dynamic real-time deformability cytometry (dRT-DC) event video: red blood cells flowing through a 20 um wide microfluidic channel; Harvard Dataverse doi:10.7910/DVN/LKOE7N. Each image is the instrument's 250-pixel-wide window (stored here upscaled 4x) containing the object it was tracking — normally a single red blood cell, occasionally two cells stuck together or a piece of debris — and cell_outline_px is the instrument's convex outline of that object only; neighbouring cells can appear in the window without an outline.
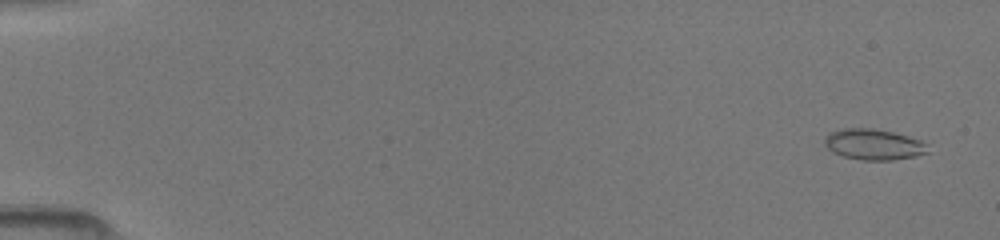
{"species": "common noctule bat (a hibernating species)", "species_latin": "Nyctalus noctula", "temperature_condition": "room temperature", "stored_images_in_passage": 50, "camera_frame_rate_fps": 3000, "um_per_image_px": 0.085, "animal": {"sex": "female", "body_mass_g": 19.5, "forearm_length_mm": 54.1}, "frame": {"image": 1, "passage_image": 3, "time_ms": 0.667, "image_size_px": [1000, 240], "cell_outline_px": [[928, 152], [916, 156], [892, 160], [864, 160], [844, 156], [832, 152], [824, 144], [824, 136], [832, 132], [844, 128], [872, 128], [892, 132], [908, 136], [920, 140], [924, 144]], "centroid_in_image_um": [74.22, 12.27], "position_along_channel_um": 10.8, "area_um2": 18.32}}
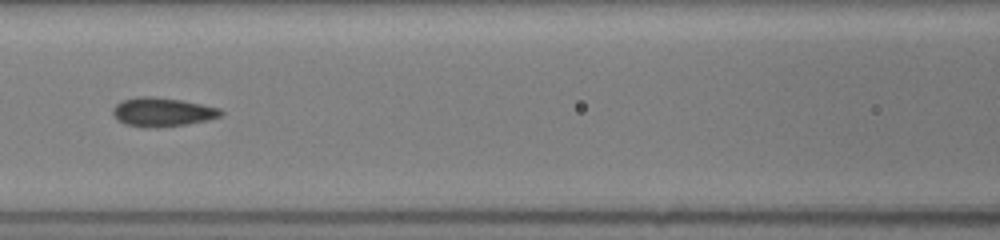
{"frame": {"image": 2, "passage_image": 24, "time_ms": 7.667, "image_size_px": [1000, 240], "cell_outline_px": [[224, 112], [220, 116], [188, 124], [156, 128], [144, 128], [124, 124], [116, 120], [112, 112], [112, 108], [116, 104], [124, 100], [140, 96], [152, 96], [180, 100], [220, 108]], "centroid_in_image_um": [13.74, 9.54], "position_along_channel_um": 152.9, "area_um2": 18.21}}
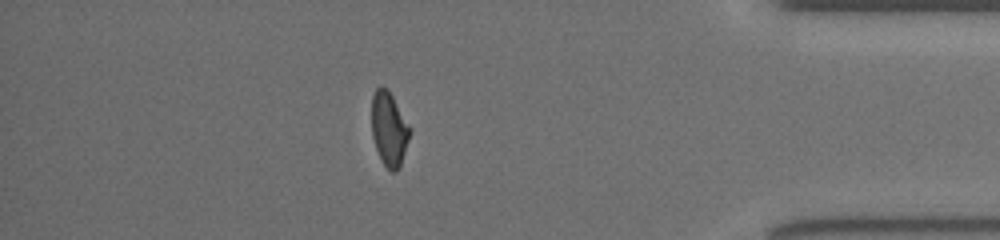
{"frame": {"image": 3, "passage_image": 44, "time_ms": 14.333, "image_size_px": [1000, 240], "cell_outline_px": [[412, 128], [400, 164], [396, 172], [392, 172], [384, 164], [376, 148], [372, 136], [372, 96], [376, 88], [380, 84], [388, 88]], "centroid_in_image_um": [33.07, 10.89], "position_along_channel_um": 402.1, "area_um2": 16.47}}